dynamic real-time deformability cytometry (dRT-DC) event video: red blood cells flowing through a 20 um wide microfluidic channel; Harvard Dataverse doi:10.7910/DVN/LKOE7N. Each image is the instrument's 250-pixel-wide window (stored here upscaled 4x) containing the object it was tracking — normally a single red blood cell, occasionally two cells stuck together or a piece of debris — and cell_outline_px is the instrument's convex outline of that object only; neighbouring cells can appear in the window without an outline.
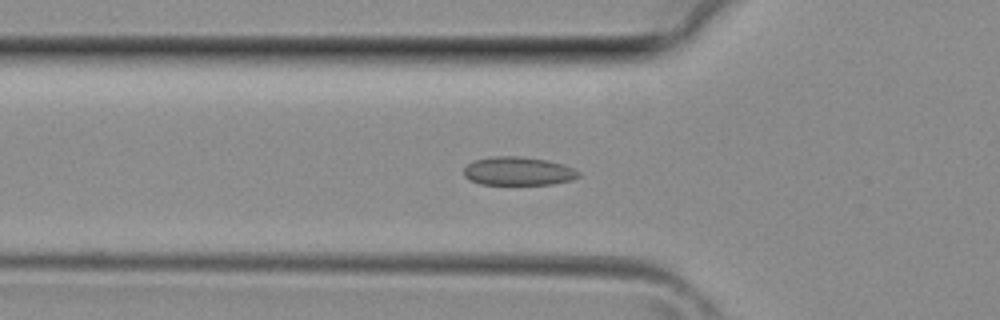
{"species": "common noctule bat (a hibernating species)", "species_latin": "Nyctalus noctula", "temperature_condition": "room temperature", "stored_images_in_passage": 33, "camera_frame_rate_fps": 3000, "um_per_image_px": 0.085, "animal": {"sex": "female", "body_mass_g": 29.2, "forearm_length_mm": 56.3}, "frame": {"image": 1, "passage_image": 8, "time_ms": 2.333, "image_size_px": [1000, 320], "cell_outline_px": [[580, 176], [572, 180], [552, 184], [480, 184], [468, 180], [464, 176], [464, 168], [472, 160], [492, 156], [520, 156], [548, 160], [572, 168], [580, 172]], "centroid_in_image_um": [44.01, 14.54], "position_along_channel_um": 81.8, "area_um2": 19.13}}
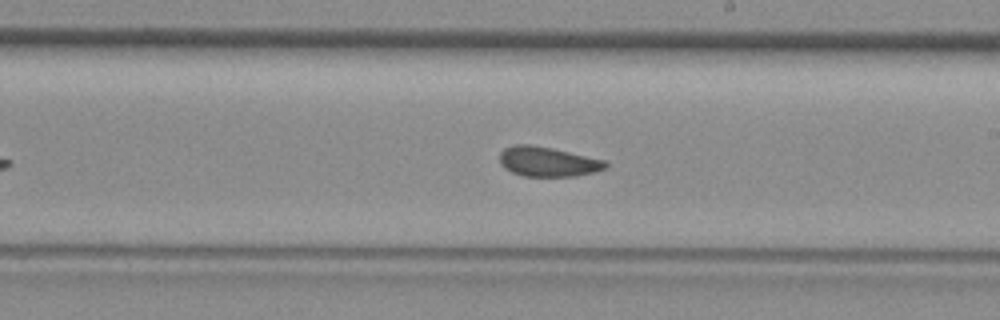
{"frame": {"image": 2, "passage_image": 17, "time_ms": 5.333, "image_size_px": [1000, 320], "cell_outline_px": [[608, 164], [604, 168], [592, 172], [576, 176], [524, 176], [512, 172], [504, 168], [500, 164], [500, 152], [504, 148], [516, 144], [528, 144], [552, 148], [608, 160]], "centroid_in_image_um": [46.56, 13.73], "position_along_channel_um": 242.4, "area_um2": 18.38}}
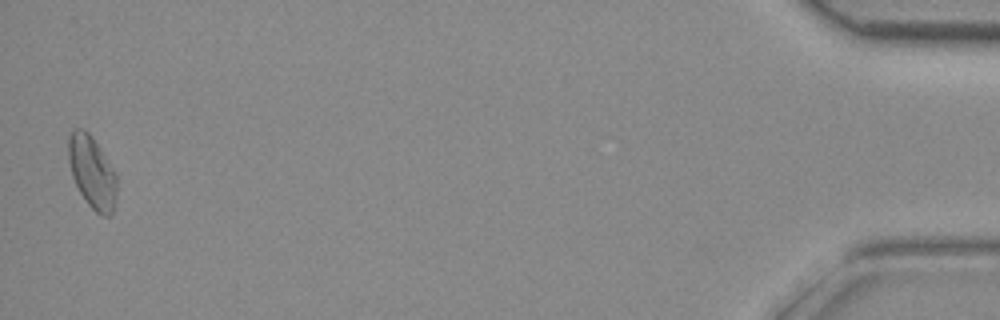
{"frame": {"image": 3, "passage_image": 33, "time_ms": 10.667, "image_size_px": [1000, 320], "cell_outline_px": [[116, 196], [112, 212], [108, 216], [100, 216], [88, 204], [80, 192], [72, 176], [68, 160], [68, 136], [76, 128], [84, 128], [92, 136], [116, 172]], "centroid_in_image_um": [7.82, 14.61], "position_along_channel_um": 427.4, "area_um2": 20.35}}